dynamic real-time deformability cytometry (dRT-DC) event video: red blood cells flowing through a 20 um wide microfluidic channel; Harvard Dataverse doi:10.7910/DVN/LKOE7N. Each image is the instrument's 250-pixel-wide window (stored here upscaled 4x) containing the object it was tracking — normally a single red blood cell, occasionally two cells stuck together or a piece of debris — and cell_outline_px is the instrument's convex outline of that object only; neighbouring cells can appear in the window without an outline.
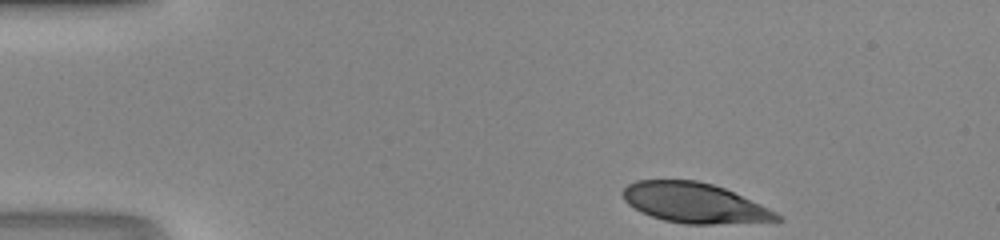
{"species": "human", "species_latin": "Homo sapiens", "temperature_condition": "room temperature", "stored_images_in_passage": 40, "camera_frame_rate_fps": 3000, "um_per_image_px": 0.085, "donor": {"sex": "male"}, "frame": {"image": 1, "passage_image": 1, "time_ms": 0.0, "image_size_px": [1000, 240], "cell_outline_px": [[784, 220], [712, 224], [684, 224], [664, 220], [640, 212], [628, 204], [624, 200], [624, 188], [628, 184], [636, 180], [696, 180], [712, 184], [724, 188], [760, 204], [784, 216]], "centroid_in_image_um": [59.03, 17.25], "position_along_channel_um": 26.0, "area_um2": 35.72}}
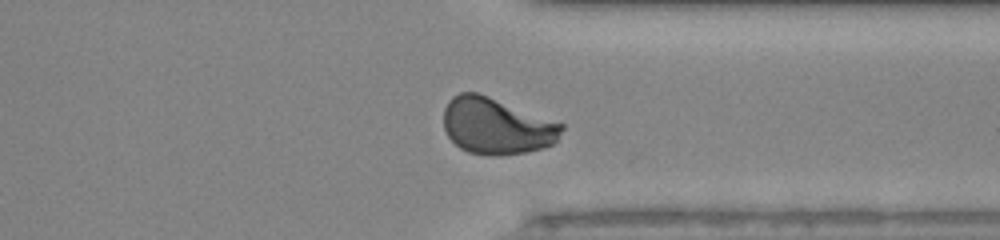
{"frame": {"image": 2, "passage_image": 30, "time_ms": 9.667, "image_size_px": [1000, 240], "cell_outline_px": [[564, 128], [556, 140], [552, 144], [544, 148], [524, 152], [500, 156], [488, 156], [468, 152], [460, 148], [448, 136], [444, 128], [444, 108], [448, 100], [452, 96], [460, 92], [476, 92], [488, 96], [564, 124]], "centroid_in_image_um": [42.18, 10.72], "position_along_channel_um": 369.2, "area_um2": 38.78}}
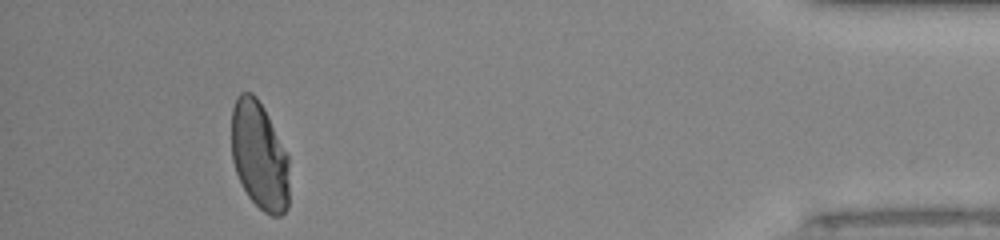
{"frame": {"image": 3, "passage_image": 37, "time_ms": 12.0, "image_size_px": [1000, 240], "cell_outline_px": [[288, 208], [280, 216], [272, 216], [264, 212], [248, 196], [236, 172], [232, 160], [232, 108], [236, 96], [240, 92], [252, 92], [256, 96], [264, 108], [288, 156]], "centroid_in_image_um": [22.04, 13.22], "position_along_channel_um": 413.2, "area_um2": 36.3}}